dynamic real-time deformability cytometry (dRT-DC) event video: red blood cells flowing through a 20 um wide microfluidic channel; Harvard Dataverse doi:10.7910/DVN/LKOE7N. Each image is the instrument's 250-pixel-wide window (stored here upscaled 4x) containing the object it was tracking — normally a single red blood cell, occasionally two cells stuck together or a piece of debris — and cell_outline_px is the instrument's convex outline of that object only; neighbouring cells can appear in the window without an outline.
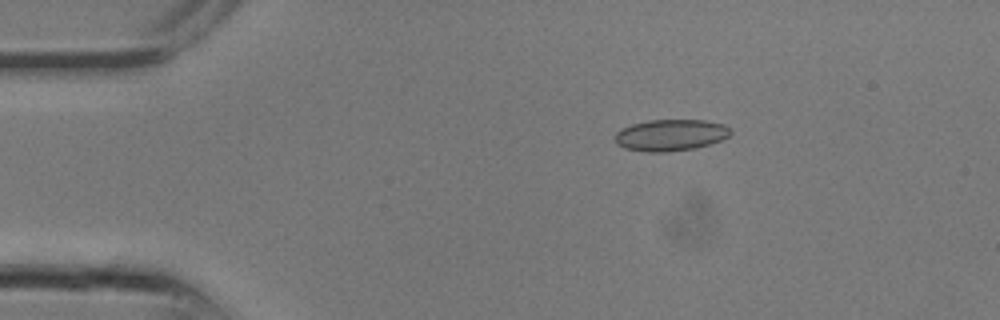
{"species": "common noctule bat (a hibernating species)", "species_latin": "Nyctalus noctula", "temperature_condition": "room temperature", "stored_images_in_passage": 10, "camera_frame_rate_fps": 3000, "um_per_image_px": 0.085, "animal": {"sex": "male", "body_mass_g": 13.3}, "frame": {"image": 1, "passage_image": 5, "time_ms": 1.333, "image_size_px": [1000, 320], "cell_outline_px": [[732, 132], [728, 136], [720, 140], [696, 148], [668, 152], [644, 152], [624, 148], [616, 144], [616, 132], [632, 124], [648, 120], [704, 120], [724, 124]], "centroid_in_image_um": [56.99, 11.49], "position_along_channel_um": 28.0, "area_um2": 21.15}}
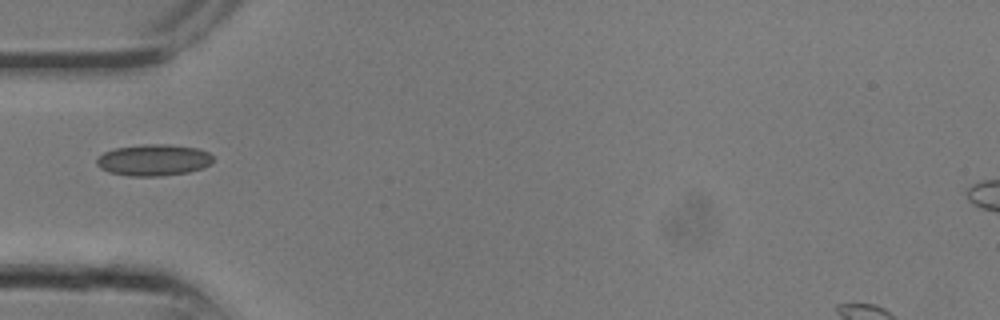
{"frame": {"image": 2, "passage_image": 9, "time_ms": 2.667, "image_size_px": [1000, 320], "cell_outline_px": [[212, 164], [204, 168], [188, 172], [160, 176], [128, 176], [108, 172], [100, 168], [96, 164], [96, 160], [104, 152], [116, 148], [144, 144], [168, 144], [196, 148], [208, 152], [212, 156]], "centroid_in_image_um": [13.06, 13.61], "position_along_channel_um": 71.9, "area_um2": 21.39}}